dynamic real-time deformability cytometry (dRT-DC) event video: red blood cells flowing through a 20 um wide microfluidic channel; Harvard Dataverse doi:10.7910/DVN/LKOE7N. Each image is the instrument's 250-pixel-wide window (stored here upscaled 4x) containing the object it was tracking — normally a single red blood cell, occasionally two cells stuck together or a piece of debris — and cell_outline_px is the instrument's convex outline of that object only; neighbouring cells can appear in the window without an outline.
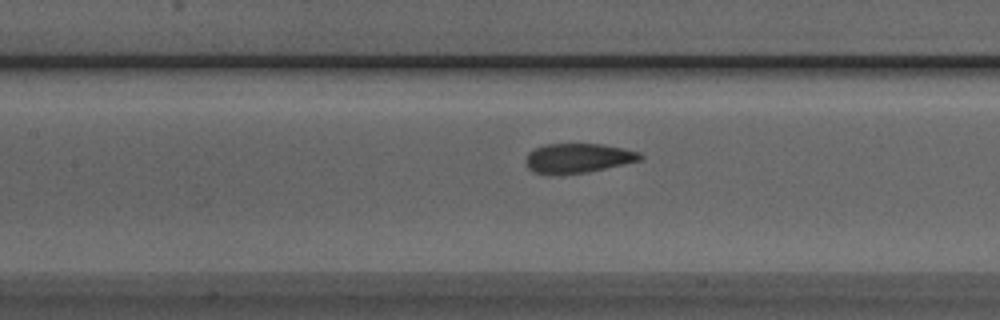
{"species": "Egyptian fruit bat (a non-hibernating species)", "species_latin": "Rousettus aegyptiacus", "temperature_condition": "room temperature", "stored_images_in_passage": 37, "camera_frame_rate_fps": 3000, "um_per_image_px": 0.085, "animal": {"sex": "male"}, "frame": {"image": 1, "passage_image": 8, "time_ms": 2.333, "image_size_px": [1000, 320], "cell_outline_px": [[644, 156], [640, 160], [624, 164], [588, 172], [552, 176], [536, 172], [528, 168], [524, 160], [528, 152], [544, 144], [604, 144], [624, 148], [640, 152]], "centroid_in_image_um": [49.11, 13.45], "position_along_channel_um": 158.3, "area_um2": 20.0}}
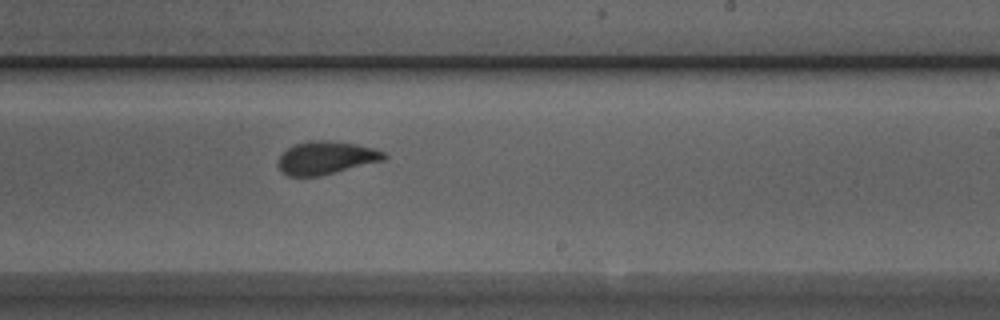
{"frame": {"image": 2, "passage_image": 16, "time_ms": 5.0, "image_size_px": [1000, 320], "cell_outline_px": [[388, 156], [384, 160], [320, 176], [288, 176], [280, 172], [276, 164], [280, 156], [288, 148], [296, 144], [308, 140], [324, 140], [356, 144], [372, 148], [384, 152]], "centroid_in_image_um": [27.68, 13.42], "position_along_channel_um": 261.3, "area_um2": 20.35}}
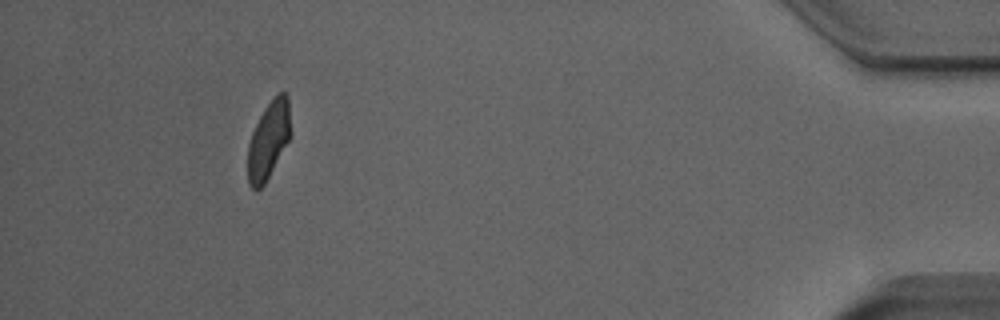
{"frame": {"image": 3, "passage_image": 33, "time_ms": 10.667, "image_size_px": [1000, 320], "cell_outline_px": [[292, 132], [288, 140], [264, 184], [256, 192], [248, 184], [248, 144], [252, 132], [264, 108], [280, 92], [284, 92], [288, 96]], "centroid_in_image_um": [22.83, 11.91], "position_along_channel_um": 412.4, "area_um2": 19.13}, "authors_computed_cell_mechanics": {"area_um2": 20.2878, "velocity_mm_per_s": 3.879, "shape_relaxation_time_tau1_ms": 3.2817, "shape_relaxation_time_tau2_ms": 1.4257, "deformation_change_tau1": 0.1212, "deformation_change_tau2": 0.0394}}